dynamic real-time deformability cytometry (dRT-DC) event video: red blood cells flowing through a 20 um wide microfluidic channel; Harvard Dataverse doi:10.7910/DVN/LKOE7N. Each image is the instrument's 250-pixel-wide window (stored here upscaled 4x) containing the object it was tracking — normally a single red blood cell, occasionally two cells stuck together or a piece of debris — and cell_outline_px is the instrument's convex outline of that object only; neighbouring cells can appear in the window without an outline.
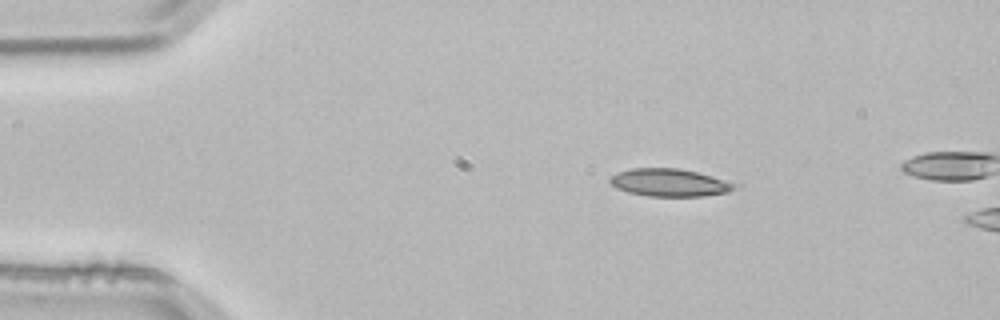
{"species": "common noctule bat (a hibernating species)", "species_latin": "Nyctalus noctula", "temperature_condition": "room temperature", "stored_images_in_passage": 4, "camera_frame_rate_fps": 3000, "um_per_image_px": 0.085, "animal": {"sex": "male", "body_mass_g": 21.5, "forearm_length_mm": 52.0}, "frame": {"image": 1, "passage_image": 4, "time_ms": 1.0, "image_size_px": [1000, 320], "cell_outline_px": [[736, 188], [728, 192], [700, 196], [648, 196], [628, 192], [616, 188], [608, 180], [616, 172], [632, 168], [680, 168], [712, 176], [736, 184]], "centroid_in_image_um": [56.87, 15.51], "position_along_channel_um": 28.1, "area_um2": 19.94}}